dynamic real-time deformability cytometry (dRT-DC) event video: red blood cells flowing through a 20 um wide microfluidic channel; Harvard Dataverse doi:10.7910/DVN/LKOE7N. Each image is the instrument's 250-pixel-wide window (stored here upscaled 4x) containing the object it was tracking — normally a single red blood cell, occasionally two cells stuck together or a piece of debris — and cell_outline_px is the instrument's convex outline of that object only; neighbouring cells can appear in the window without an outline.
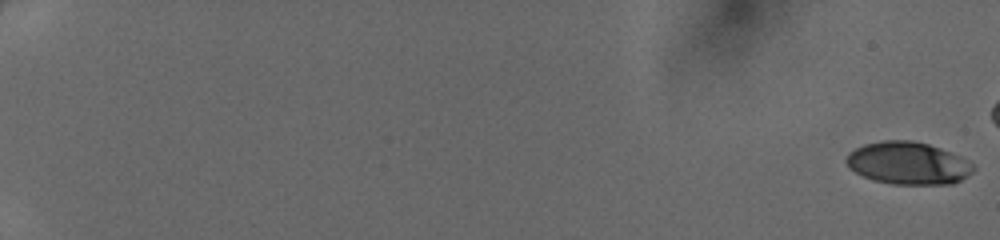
{"species": "human", "species_latin": "Homo sapiens", "temperature_condition": "cold", "stored_images_in_passage": 48, "camera_frame_rate_fps": 3000, "um_per_image_px": 0.085, "donor": {"sex": "female"}, "frame": {"image": 1, "passage_image": 1, "time_ms": 0.0, "image_size_px": [1000, 240], "cell_outline_px": [[976, 168], [968, 176], [952, 184], [892, 184], [872, 180], [848, 168], [844, 160], [848, 152], [864, 144], [884, 140], [912, 140], [928, 144], [940, 148], [960, 156], [972, 164]], "centroid_in_image_um": [77.16, 13.87], "position_along_channel_um": 7.8, "area_um2": 31.56}}
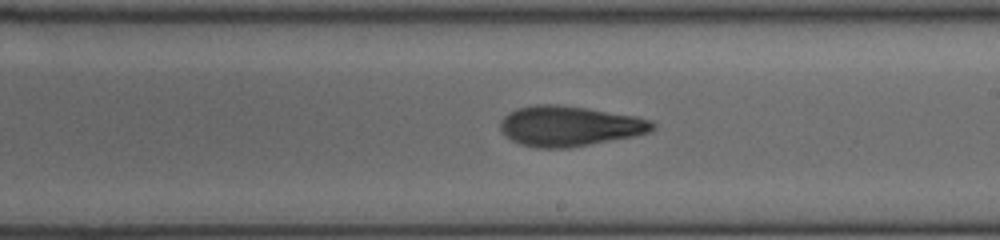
{"frame": {"image": 2, "passage_image": 33, "time_ms": 10.667, "image_size_px": [1000, 240], "cell_outline_px": [[656, 128], [648, 132], [636, 136], [568, 148], [536, 148], [520, 144], [512, 140], [500, 132], [500, 120], [508, 112], [516, 108], [536, 104], [556, 104], [588, 108], [636, 116], [652, 120], [656, 124]], "centroid_in_image_um": [48.4, 10.71], "position_along_channel_um": 240.6, "area_um2": 36.07}}
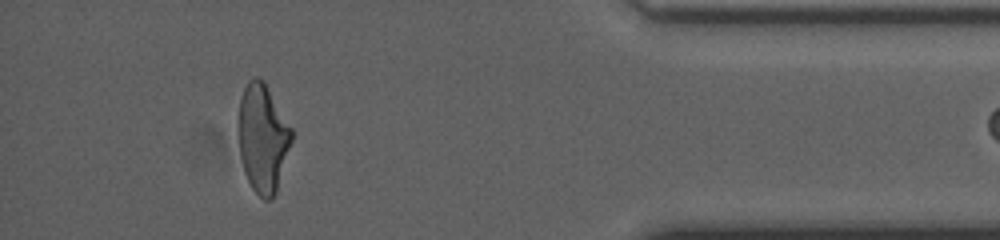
{"frame": {"image": 3, "passage_image": 47, "time_ms": 15.333, "image_size_px": [1000, 240], "cell_outline_px": [[292, 140], [276, 192], [272, 200], [264, 200], [252, 188], [244, 172], [240, 156], [240, 100], [244, 88], [248, 80], [264, 80], [292, 128]], "centroid_in_image_um": [22.36, 11.77], "position_along_channel_um": 412.8, "area_um2": 32.95}}